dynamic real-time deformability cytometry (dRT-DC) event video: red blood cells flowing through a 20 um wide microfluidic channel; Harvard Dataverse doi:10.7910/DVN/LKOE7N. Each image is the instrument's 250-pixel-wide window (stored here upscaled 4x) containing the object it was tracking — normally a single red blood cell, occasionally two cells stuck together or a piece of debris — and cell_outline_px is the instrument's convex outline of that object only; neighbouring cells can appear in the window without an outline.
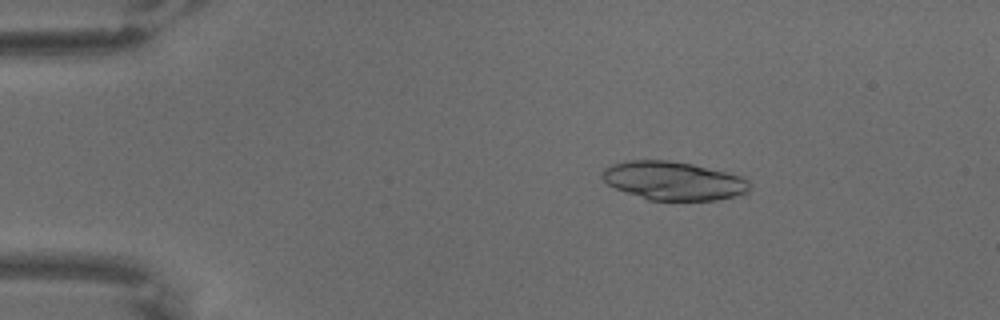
{"species": "common noctule bat (a hibernating species)", "species_latin": "Nyctalus noctula", "temperature_condition": "warm", "stored_images_in_passage": 65, "camera_frame_rate_fps": 3000, "um_per_image_px": 0.085, "animal": {"sex": "male", "body_mass_g": 18.8}, "frame": {"image": 1, "passage_image": 11, "time_ms": 3.333, "image_size_px": [1000, 320], "cell_outline_px": [[752, 188], [748, 192], [736, 196], [716, 200], [648, 200], [616, 188], [608, 184], [600, 176], [604, 168], [612, 164], [628, 160], [668, 160], [692, 164], [728, 172], [744, 176], [752, 184]], "centroid_in_image_um": [57.29, 15.36], "position_along_channel_um": 27.7, "area_um2": 33.35}}